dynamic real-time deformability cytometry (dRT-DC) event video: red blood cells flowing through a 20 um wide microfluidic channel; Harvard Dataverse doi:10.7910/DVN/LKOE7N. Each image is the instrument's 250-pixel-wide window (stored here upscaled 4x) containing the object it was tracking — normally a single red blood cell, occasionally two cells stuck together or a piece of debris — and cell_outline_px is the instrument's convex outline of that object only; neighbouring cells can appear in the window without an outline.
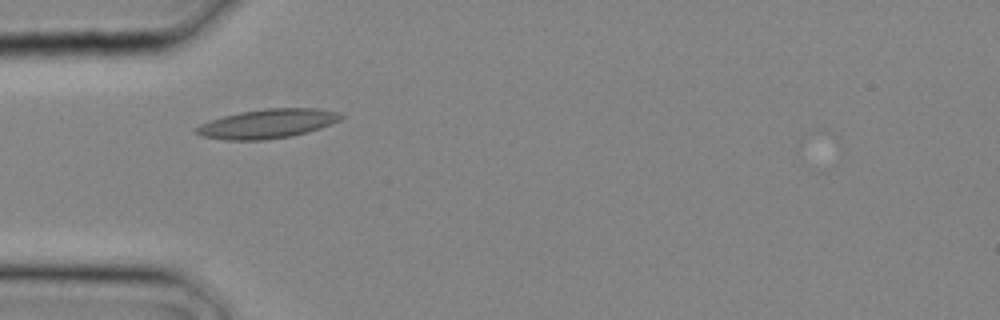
{"species": "common noctule bat (a hibernating species)", "species_latin": "Nyctalus noctula", "temperature_condition": "cold", "stored_images_in_passage": 24, "camera_frame_rate_fps": 3000, "um_per_image_px": 0.085, "animal": {"sex": "male", "body_mass_g": 20.4}, "frame": {"image": 1, "passage_image": 8, "time_ms": 2.333, "image_size_px": [1000, 320], "cell_outline_px": [[344, 116], [340, 120], [332, 124], [308, 132], [292, 136], [264, 140], [228, 140], [200, 136], [192, 128], [208, 120], [240, 112], [268, 108], [316, 108], [340, 112]], "centroid_in_image_um": [22.73, 10.51], "position_along_channel_um": 62.3, "area_um2": 24.8}}
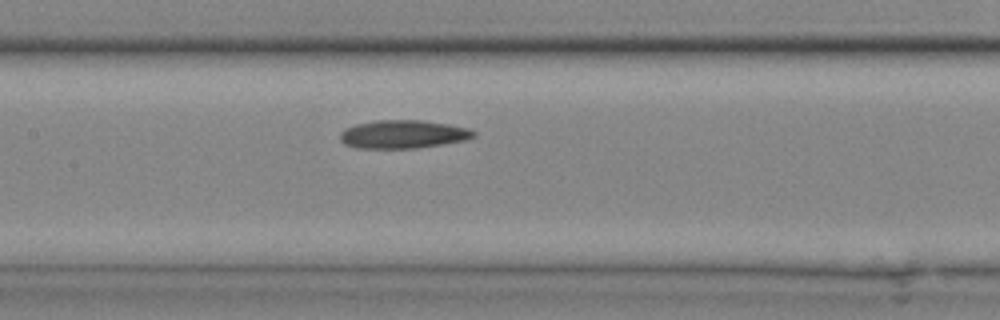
{"frame": {"image": 2, "passage_image": 13, "time_ms": 4.0, "image_size_px": [1000, 320], "cell_outline_px": [[476, 136], [464, 140], [416, 148], [356, 148], [344, 144], [340, 140], [340, 132], [344, 128], [356, 124], [380, 120], [420, 120], [448, 124], [468, 128], [476, 132]], "centroid_in_image_um": [34.23, 11.41], "position_along_channel_um": 173.2, "area_um2": 21.91}}
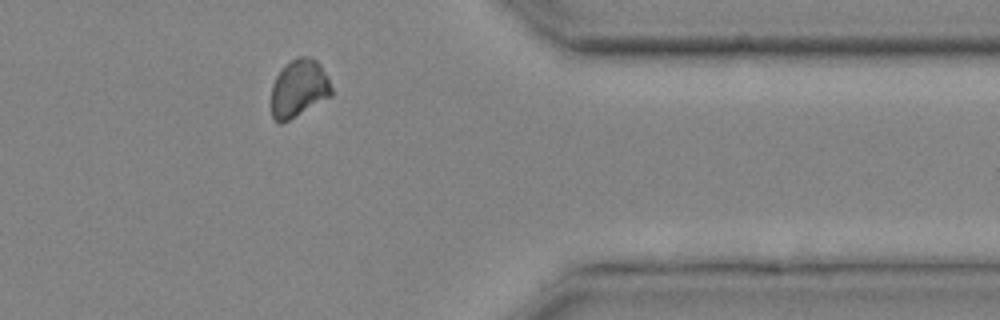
{"frame": {"image": 3, "passage_image": 23, "time_ms": 7.333, "image_size_px": [1000, 320], "cell_outline_px": [[332, 96], [288, 120], [280, 124], [276, 124], [272, 120], [272, 84], [276, 76], [296, 56], [308, 56], [316, 60], [320, 64], [328, 76], [332, 88]], "centroid_in_image_um": [25.41, 7.53], "position_along_channel_um": 386.0, "area_um2": 20.23}}